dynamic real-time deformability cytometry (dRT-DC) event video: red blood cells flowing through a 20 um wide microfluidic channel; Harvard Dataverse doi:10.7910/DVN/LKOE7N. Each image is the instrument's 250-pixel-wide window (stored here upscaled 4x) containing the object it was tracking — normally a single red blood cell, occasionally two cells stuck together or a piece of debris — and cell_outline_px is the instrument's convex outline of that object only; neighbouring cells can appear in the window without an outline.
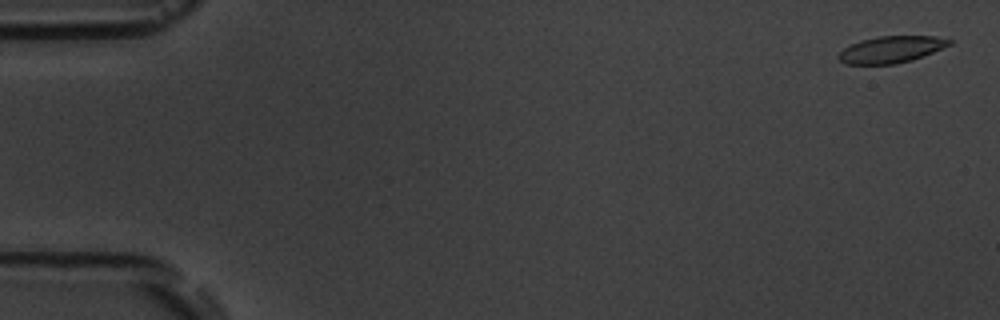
{"species": "common noctule bat (a hibernating species)", "species_latin": "Nyctalus noctula", "temperature_condition": "room temperature", "stored_images_in_passage": 5, "camera_frame_rate_fps": 3000, "um_per_image_px": 0.085, "animal": {"sex": "male", "body_mass_g": 19.5, "forearm_length_mm": 54.6}, "frame": {"image": 1, "passage_image": 1, "time_ms": 0.0, "image_size_px": [1000, 320], "cell_outline_px": [[952, 44], [912, 60], [896, 64], [844, 64], [836, 56], [844, 48], [860, 40], [880, 36], [936, 36], [952, 40]], "centroid_in_image_um": [75.74, 4.2], "position_along_channel_um": 9.3, "area_um2": 17.17}}
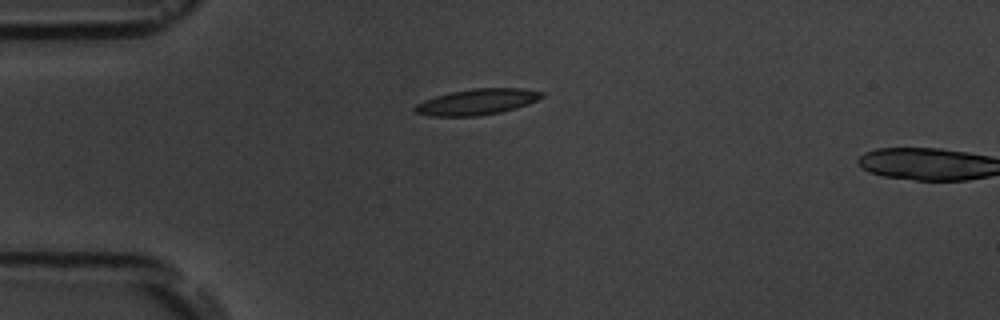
{"frame": {"image": 2, "passage_image": 4, "time_ms": 4.333, "image_size_px": [1000, 320], "cell_outline_px": [[544, 96], [528, 104], [516, 108], [500, 112], [476, 116], [428, 116], [412, 112], [412, 108], [416, 104], [424, 100], [436, 96], [452, 92], [472, 88], [524, 88], [544, 92]], "centroid_in_image_um": [40.52, 8.66], "position_along_channel_um": 44.5, "area_um2": 19.25}}